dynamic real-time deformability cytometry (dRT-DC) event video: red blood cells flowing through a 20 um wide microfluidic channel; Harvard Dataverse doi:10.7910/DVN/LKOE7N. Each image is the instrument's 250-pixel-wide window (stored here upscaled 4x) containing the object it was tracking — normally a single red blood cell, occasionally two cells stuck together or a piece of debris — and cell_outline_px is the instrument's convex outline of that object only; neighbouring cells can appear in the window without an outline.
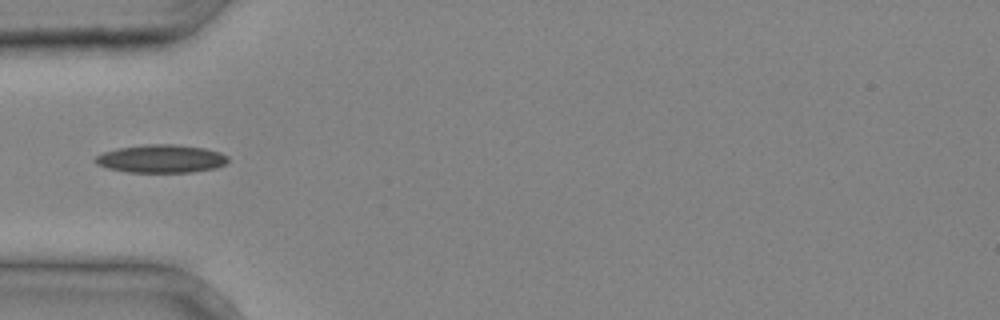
{"species": "common noctule bat (a hibernating species)", "species_latin": "Nyctalus noctula", "temperature_condition": "cold", "stored_images_in_passage": 3, "camera_frame_rate_fps": 3000, "um_per_image_px": 0.085, "animal": {"sex": "male", "body_mass_g": 20.4}, "frame": {"image": 1, "passage_image": 3, "time_ms": 0.667, "image_size_px": [1000, 320], "cell_outline_px": [[228, 160], [224, 164], [216, 168], [192, 172], [128, 172], [108, 168], [96, 164], [92, 160], [96, 156], [104, 152], [116, 148], [144, 144], [172, 144], [204, 148], [220, 152], [228, 156]], "centroid_in_image_um": [13.67, 13.49], "position_along_channel_um": 71.3, "area_um2": 21.79}}